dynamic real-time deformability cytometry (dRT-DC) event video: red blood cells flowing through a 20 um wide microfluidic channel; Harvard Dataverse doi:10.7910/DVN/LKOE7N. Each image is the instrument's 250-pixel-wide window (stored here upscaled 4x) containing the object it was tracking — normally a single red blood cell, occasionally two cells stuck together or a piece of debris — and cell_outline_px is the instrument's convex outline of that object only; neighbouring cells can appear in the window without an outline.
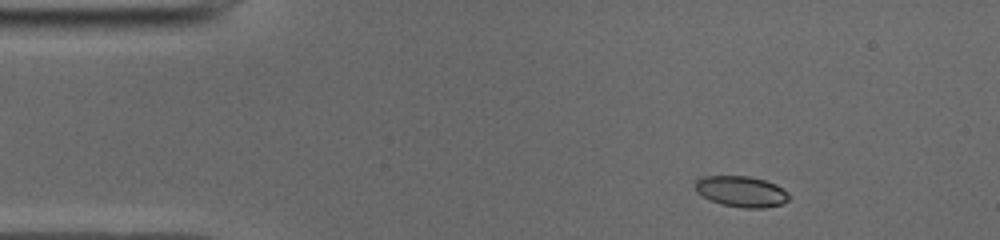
{"species": "common noctule bat (a hibernating species)", "species_latin": "Nyctalus noctula", "temperature_condition": "cold", "stored_images_in_passage": 50, "camera_frame_rate_fps": 3000, "um_per_image_px": 0.085, "animal": {"sex": "male", "body_mass_g": 19.0, "forearm_length_mm": 50.8}, "frame": {"image": 1, "passage_image": 6, "time_ms": 1.667, "image_size_px": [1000, 240], "cell_outline_px": [[788, 200], [780, 204], [764, 208], [744, 208], [724, 204], [712, 200], [696, 192], [696, 180], [704, 176], [748, 176], [764, 180], [776, 184], [788, 192]], "centroid_in_image_um": [63.03, 16.27], "position_along_channel_um": 22.0, "area_um2": 16.59}}
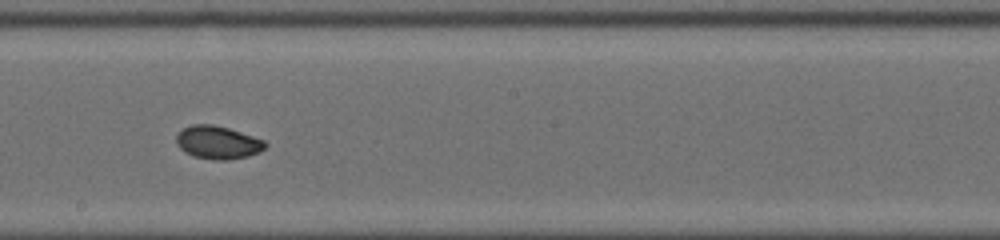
{"frame": {"image": 2, "passage_image": 27, "time_ms": 8.667, "image_size_px": [1000, 240], "cell_outline_px": [[268, 144], [260, 152], [248, 156], [228, 160], [216, 160], [192, 156], [184, 152], [176, 144], [176, 136], [184, 128], [192, 124], [212, 124], [228, 128], [264, 140]], "centroid_in_image_um": [18.5, 12.12], "position_along_channel_um": 229.7, "area_um2": 17.11}}
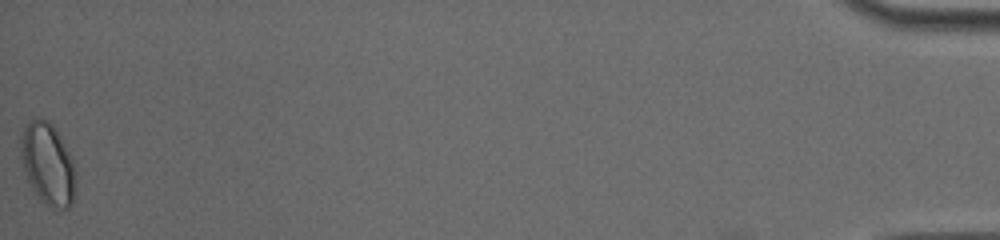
{"frame": {"image": 3, "passage_image": 50, "time_ms": 16.333, "image_size_px": [1000, 240], "cell_outline_px": [[76, 176], [72, 204], [68, 208], [52, 208], [44, 204], [36, 196], [24, 172], [20, 156], [20, 136], [24, 128], [36, 116], [52, 124], [68, 152], [72, 160], [76, 172]], "centroid_in_image_um": [4.04, 13.97], "position_along_channel_um": 431.2, "area_um2": 26.13}, "authors_computed_cell_mechanics": {"area_um2": 16.9065, "velocity_mm_per_s": 3.9505, "shape_relaxation_time_tau1_ms": 6.6863, "shape_relaxation_time_tau2_ms": 2.4304, "deformation_change_tau1": 0.1536, "deformation_change_tau2": 0.0373}}